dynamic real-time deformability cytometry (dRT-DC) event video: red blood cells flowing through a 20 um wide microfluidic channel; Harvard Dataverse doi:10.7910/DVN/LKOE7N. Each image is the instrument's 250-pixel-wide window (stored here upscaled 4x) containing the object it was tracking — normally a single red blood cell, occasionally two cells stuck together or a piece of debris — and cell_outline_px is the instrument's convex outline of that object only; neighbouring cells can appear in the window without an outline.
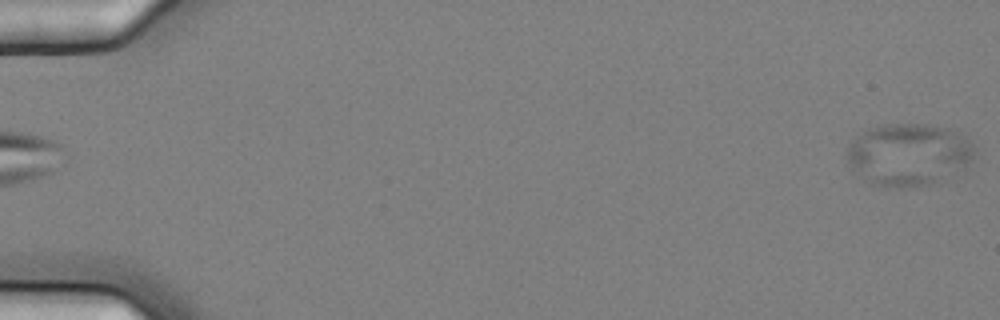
{"species": "common noctule bat (a hibernating species)", "species_latin": "Nyctalus noctula", "temperature_condition": "cold", "stored_images_in_passage": 5, "camera_frame_rate_fps": 3000, "um_per_image_px": 0.085, "animal": {"sex": "female", "body_mass_g": 25.1}, "frame": {"image": 1, "passage_image": 5, "time_ms": 1.333, "image_size_px": [1000, 320], "cell_outline_px": [[976, 156], [972, 160], [924, 184], [904, 188], [896, 188], [872, 184], [856, 176], [848, 160], [848, 144], [860, 132], [876, 124], [928, 124], [948, 128], [960, 132], [968, 136], [976, 148]], "centroid_in_image_um": [77.16, 13.07], "position_along_channel_um": 7.8, "area_um2": 45.95}}